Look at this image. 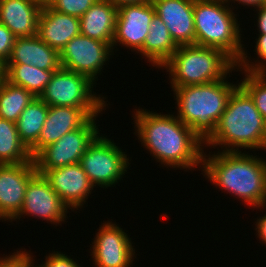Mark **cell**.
Here are the masks:
<instances>
[{"label":"cell","mask_w":266,"mask_h":267,"mask_svg":"<svg viewBox=\"0 0 266 267\" xmlns=\"http://www.w3.org/2000/svg\"><path fill=\"white\" fill-rule=\"evenodd\" d=\"M134 135L150 156L164 167L188 172L202 167L204 140L176 115L135 107ZM186 169V170H185Z\"/></svg>","instance_id":"1"},{"label":"cell","mask_w":266,"mask_h":267,"mask_svg":"<svg viewBox=\"0 0 266 267\" xmlns=\"http://www.w3.org/2000/svg\"><path fill=\"white\" fill-rule=\"evenodd\" d=\"M214 153V154H213ZM202 174L205 179L238 198L244 205L266 209V160L244 152L206 150L202 154Z\"/></svg>","instance_id":"2"},{"label":"cell","mask_w":266,"mask_h":267,"mask_svg":"<svg viewBox=\"0 0 266 267\" xmlns=\"http://www.w3.org/2000/svg\"><path fill=\"white\" fill-rule=\"evenodd\" d=\"M264 132L265 120L252 97L239 84L230 95L216 127L204 140V147L215 149L219 146L224 152H242L245 149L255 152L262 150Z\"/></svg>","instance_id":"3"},{"label":"cell","mask_w":266,"mask_h":267,"mask_svg":"<svg viewBox=\"0 0 266 267\" xmlns=\"http://www.w3.org/2000/svg\"><path fill=\"white\" fill-rule=\"evenodd\" d=\"M207 84L171 87L177 105L176 116L189 126L202 140L216 127L226 109L227 102L238 83L228 77ZM228 80V81H227Z\"/></svg>","instance_id":"4"},{"label":"cell","mask_w":266,"mask_h":267,"mask_svg":"<svg viewBox=\"0 0 266 267\" xmlns=\"http://www.w3.org/2000/svg\"><path fill=\"white\" fill-rule=\"evenodd\" d=\"M193 16L196 45L220 49L237 64L247 47L233 9L224 0H194Z\"/></svg>","instance_id":"5"},{"label":"cell","mask_w":266,"mask_h":267,"mask_svg":"<svg viewBox=\"0 0 266 267\" xmlns=\"http://www.w3.org/2000/svg\"><path fill=\"white\" fill-rule=\"evenodd\" d=\"M161 68L169 72L170 87L207 84L238 72L236 63L222 50L195 44L178 46Z\"/></svg>","instance_id":"6"},{"label":"cell","mask_w":266,"mask_h":267,"mask_svg":"<svg viewBox=\"0 0 266 267\" xmlns=\"http://www.w3.org/2000/svg\"><path fill=\"white\" fill-rule=\"evenodd\" d=\"M94 85L88 77L60 67L46 85L40 99L48 106L82 108L90 117L106 110V97L94 93Z\"/></svg>","instance_id":"7"},{"label":"cell","mask_w":266,"mask_h":267,"mask_svg":"<svg viewBox=\"0 0 266 267\" xmlns=\"http://www.w3.org/2000/svg\"><path fill=\"white\" fill-rule=\"evenodd\" d=\"M114 140L99 134L80 159V165L94 187L116 186L130 168L129 157ZM114 185V186H113Z\"/></svg>","instance_id":"8"},{"label":"cell","mask_w":266,"mask_h":267,"mask_svg":"<svg viewBox=\"0 0 266 267\" xmlns=\"http://www.w3.org/2000/svg\"><path fill=\"white\" fill-rule=\"evenodd\" d=\"M96 118L98 116L91 117L82 127L43 147L33 157L36 172L44 175L49 170L79 163L88 146L100 134Z\"/></svg>","instance_id":"9"},{"label":"cell","mask_w":266,"mask_h":267,"mask_svg":"<svg viewBox=\"0 0 266 267\" xmlns=\"http://www.w3.org/2000/svg\"><path fill=\"white\" fill-rule=\"evenodd\" d=\"M116 51H113L109 43L80 34L72 38L59 52L60 65L62 68L88 77L97 84L95 81H98L102 68Z\"/></svg>","instance_id":"10"},{"label":"cell","mask_w":266,"mask_h":267,"mask_svg":"<svg viewBox=\"0 0 266 267\" xmlns=\"http://www.w3.org/2000/svg\"><path fill=\"white\" fill-rule=\"evenodd\" d=\"M119 224L103 221L92 239L90 256L95 267H131L136 250L130 235ZM129 236V237H128ZM135 257V258H134Z\"/></svg>","instance_id":"11"},{"label":"cell","mask_w":266,"mask_h":267,"mask_svg":"<svg viewBox=\"0 0 266 267\" xmlns=\"http://www.w3.org/2000/svg\"><path fill=\"white\" fill-rule=\"evenodd\" d=\"M70 208L60 199V196L51 188L44 175L36 173L28 182L20 212L10 221L27 215L44 220L51 225H62L68 218Z\"/></svg>","instance_id":"12"},{"label":"cell","mask_w":266,"mask_h":267,"mask_svg":"<svg viewBox=\"0 0 266 267\" xmlns=\"http://www.w3.org/2000/svg\"><path fill=\"white\" fill-rule=\"evenodd\" d=\"M154 16L155 9L151 1L118 7L113 51L119 44V47L125 46L142 56V46Z\"/></svg>","instance_id":"13"},{"label":"cell","mask_w":266,"mask_h":267,"mask_svg":"<svg viewBox=\"0 0 266 267\" xmlns=\"http://www.w3.org/2000/svg\"><path fill=\"white\" fill-rule=\"evenodd\" d=\"M34 161L0 165V220L11 221L21 210L29 180L36 174Z\"/></svg>","instance_id":"14"},{"label":"cell","mask_w":266,"mask_h":267,"mask_svg":"<svg viewBox=\"0 0 266 267\" xmlns=\"http://www.w3.org/2000/svg\"><path fill=\"white\" fill-rule=\"evenodd\" d=\"M44 177L73 212L80 211L84 207L83 205L86 204V200L95 188L80 163L49 170Z\"/></svg>","instance_id":"15"},{"label":"cell","mask_w":266,"mask_h":267,"mask_svg":"<svg viewBox=\"0 0 266 267\" xmlns=\"http://www.w3.org/2000/svg\"><path fill=\"white\" fill-rule=\"evenodd\" d=\"M159 16L178 45H196L194 0H151Z\"/></svg>","instance_id":"16"},{"label":"cell","mask_w":266,"mask_h":267,"mask_svg":"<svg viewBox=\"0 0 266 267\" xmlns=\"http://www.w3.org/2000/svg\"><path fill=\"white\" fill-rule=\"evenodd\" d=\"M90 118L82 108L49 106L38 142L30 149L32 157L43 147L57 142L68 132L82 127Z\"/></svg>","instance_id":"17"},{"label":"cell","mask_w":266,"mask_h":267,"mask_svg":"<svg viewBox=\"0 0 266 267\" xmlns=\"http://www.w3.org/2000/svg\"><path fill=\"white\" fill-rule=\"evenodd\" d=\"M80 18L43 7L39 16L37 36L58 52L75 36L80 35Z\"/></svg>","instance_id":"18"},{"label":"cell","mask_w":266,"mask_h":267,"mask_svg":"<svg viewBox=\"0 0 266 267\" xmlns=\"http://www.w3.org/2000/svg\"><path fill=\"white\" fill-rule=\"evenodd\" d=\"M6 64H27L43 70H58L61 67L59 52L37 35L16 37Z\"/></svg>","instance_id":"19"},{"label":"cell","mask_w":266,"mask_h":267,"mask_svg":"<svg viewBox=\"0 0 266 267\" xmlns=\"http://www.w3.org/2000/svg\"><path fill=\"white\" fill-rule=\"evenodd\" d=\"M41 11L32 0H0V22L16 37L37 35Z\"/></svg>","instance_id":"20"},{"label":"cell","mask_w":266,"mask_h":267,"mask_svg":"<svg viewBox=\"0 0 266 267\" xmlns=\"http://www.w3.org/2000/svg\"><path fill=\"white\" fill-rule=\"evenodd\" d=\"M117 14L116 5L107 0H97L80 17L81 35L112 45Z\"/></svg>","instance_id":"21"},{"label":"cell","mask_w":266,"mask_h":267,"mask_svg":"<svg viewBox=\"0 0 266 267\" xmlns=\"http://www.w3.org/2000/svg\"><path fill=\"white\" fill-rule=\"evenodd\" d=\"M168 28L162 19L155 14L149 26L148 35L142 46V58L151 66L160 68L177 50Z\"/></svg>","instance_id":"22"},{"label":"cell","mask_w":266,"mask_h":267,"mask_svg":"<svg viewBox=\"0 0 266 267\" xmlns=\"http://www.w3.org/2000/svg\"><path fill=\"white\" fill-rule=\"evenodd\" d=\"M55 71L27 64H5L3 78L12 85L23 87L35 97H40Z\"/></svg>","instance_id":"23"},{"label":"cell","mask_w":266,"mask_h":267,"mask_svg":"<svg viewBox=\"0 0 266 267\" xmlns=\"http://www.w3.org/2000/svg\"><path fill=\"white\" fill-rule=\"evenodd\" d=\"M49 106L36 97L21 113L16 122L21 141L30 150L37 142L46 121Z\"/></svg>","instance_id":"24"},{"label":"cell","mask_w":266,"mask_h":267,"mask_svg":"<svg viewBox=\"0 0 266 267\" xmlns=\"http://www.w3.org/2000/svg\"><path fill=\"white\" fill-rule=\"evenodd\" d=\"M33 160L21 141L16 123L0 118V165L24 164Z\"/></svg>","instance_id":"25"},{"label":"cell","mask_w":266,"mask_h":267,"mask_svg":"<svg viewBox=\"0 0 266 267\" xmlns=\"http://www.w3.org/2000/svg\"><path fill=\"white\" fill-rule=\"evenodd\" d=\"M36 97L23 87L0 80V118L16 123L24 109Z\"/></svg>","instance_id":"26"},{"label":"cell","mask_w":266,"mask_h":267,"mask_svg":"<svg viewBox=\"0 0 266 267\" xmlns=\"http://www.w3.org/2000/svg\"><path fill=\"white\" fill-rule=\"evenodd\" d=\"M239 72L245 76L239 84L252 97L257 110L266 121V73Z\"/></svg>","instance_id":"27"},{"label":"cell","mask_w":266,"mask_h":267,"mask_svg":"<svg viewBox=\"0 0 266 267\" xmlns=\"http://www.w3.org/2000/svg\"><path fill=\"white\" fill-rule=\"evenodd\" d=\"M257 35L258 38L256 37L255 39L256 45H254L255 46L254 52H256L254 54L257 55L256 57L257 60H255V58L254 59L252 58L253 60L252 62L251 55L248 54L247 50L244 48L242 57L236 64L238 71H245L250 73H266V34H257Z\"/></svg>","instance_id":"28"},{"label":"cell","mask_w":266,"mask_h":267,"mask_svg":"<svg viewBox=\"0 0 266 267\" xmlns=\"http://www.w3.org/2000/svg\"><path fill=\"white\" fill-rule=\"evenodd\" d=\"M97 0H55L53 10L80 18Z\"/></svg>","instance_id":"29"},{"label":"cell","mask_w":266,"mask_h":267,"mask_svg":"<svg viewBox=\"0 0 266 267\" xmlns=\"http://www.w3.org/2000/svg\"><path fill=\"white\" fill-rule=\"evenodd\" d=\"M16 36L0 22V65L4 66L10 58Z\"/></svg>","instance_id":"30"},{"label":"cell","mask_w":266,"mask_h":267,"mask_svg":"<svg viewBox=\"0 0 266 267\" xmlns=\"http://www.w3.org/2000/svg\"><path fill=\"white\" fill-rule=\"evenodd\" d=\"M39 267H82L79 262L62 252L53 251L45 256V261L37 264Z\"/></svg>","instance_id":"31"},{"label":"cell","mask_w":266,"mask_h":267,"mask_svg":"<svg viewBox=\"0 0 266 267\" xmlns=\"http://www.w3.org/2000/svg\"><path fill=\"white\" fill-rule=\"evenodd\" d=\"M18 250L8 256L2 255L0 257V267H24V250L23 248Z\"/></svg>","instance_id":"32"},{"label":"cell","mask_w":266,"mask_h":267,"mask_svg":"<svg viewBox=\"0 0 266 267\" xmlns=\"http://www.w3.org/2000/svg\"><path fill=\"white\" fill-rule=\"evenodd\" d=\"M256 11L254 12H257V15L256 16V22H257V25L254 24V26H257V32L259 34H266V6L263 5V6H259L258 8H255Z\"/></svg>","instance_id":"33"},{"label":"cell","mask_w":266,"mask_h":267,"mask_svg":"<svg viewBox=\"0 0 266 267\" xmlns=\"http://www.w3.org/2000/svg\"><path fill=\"white\" fill-rule=\"evenodd\" d=\"M266 213V212H265ZM256 236L259 238L260 243L266 246V214L255 221Z\"/></svg>","instance_id":"34"},{"label":"cell","mask_w":266,"mask_h":267,"mask_svg":"<svg viewBox=\"0 0 266 267\" xmlns=\"http://www.w3.org/2000/svg\"><path fill=\"white\" fill-rule=\"evenodd\" d=\"M233 10L234 7L232 6V3H238L239 5L241 4L242 6H250L251 8L254 7L253 9L255 10V8H258L259 6H263L264 5V0H224ZM233 1V2H232ZM231 2V5H230Z\"/></svg>","instance_id":"35"},{"label":"cell","mask_w":266,"mask_h":267,"mask_svg":"<svg viewBox=\"0 0 266 267\" xmlns=\"http://www.w3.org/2000/svg\"><path fill=\"white\" fill-rule=\"evenodd\" d=\"M31 251H27L24 248V267H39L37 264L35 265V259L34 256L32 255ZM35 265V266H34Z\"/></svg>","instance_id":"36"},{"label":"cell","mask_w":266,"mask_h":267,"mask_svg":"<svg viewBox=\"0 0 266 267\" xmlns=\"http://www.w3.org/2000/svg\"><path fill=\"white\" fill-rule=\"evenodd\" d=\"M116 5L117 7H120L125 4H136V3H143V2H149L151 0H107Z\"/></svg>","instance_id":"37"},{"label":"cell","mask_w":266,"mask_h":267,"mask_svg":"<svg viewBox=\"0 0 266 267\" xmlns=\"http://www.w3.org/2000/svg\"><path fill=\"white\" fill-rule=\"evenodd\" d=\"M35 4L39 5L40 7H47V6H51L52 3L55 0H32Z\"/></svg>","instance_id":"38"},{"label":"cell","mask_w":266,"mask_h":267,"mask_svg":"<svg viewBox=\"0 0 266 267\" xmlns=\"http://www.w3.org/2000/svg\"><path fill=\"white\" fill-rule=\"evenodd\" d=\"M262 150H266V121H265V132L263 137V143H262Z\"/></svg>","instance_id":"39"},{"label":"cell","mask_w":266,"mask_h":267,"mask_svg":"<svg viewBox=\"0 0 266 267\" xmlns=\"http://www.w3.org/2000/svg\"><path fill=\"white\" fill-rule=\"evenodd\" d=\"M3 78V66L0 65V80Z\"/></svg>","instance_id":"40"}]
</instances>
